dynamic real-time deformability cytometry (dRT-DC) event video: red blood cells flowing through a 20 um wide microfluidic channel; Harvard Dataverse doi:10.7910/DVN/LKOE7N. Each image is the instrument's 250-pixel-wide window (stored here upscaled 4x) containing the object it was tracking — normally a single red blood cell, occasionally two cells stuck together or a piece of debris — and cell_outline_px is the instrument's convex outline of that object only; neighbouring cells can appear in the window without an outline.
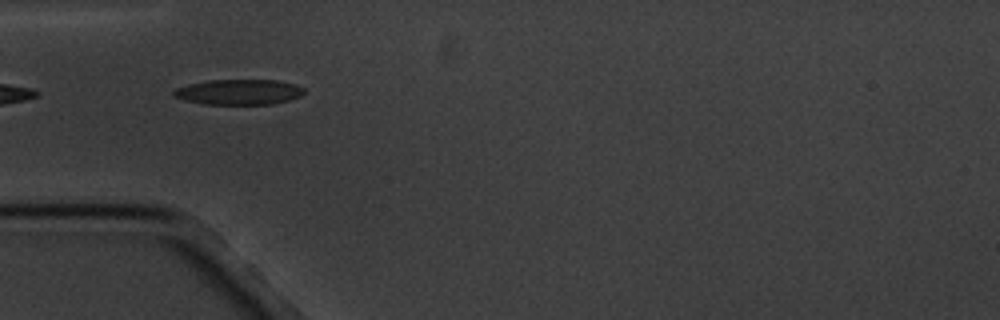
{"species": "common noctule bat (a hibernating species)", "species_latin": "Nyctalus noctula", "temperature_condition": "cold", "stored_images_in_passage": 9, "camera_frame_rate_fps": 3000, "um_per_image_px": 0.085, "animal": {"sex": "male", "body_mass_g": 20.1, "forearm_length_mm": 53.5}, "frame": {"image": 1, "passage_image": 6, "time_ms": 5.667, "image_size_px": [1000, 320], "cell_outline_px": [[304, 92], [300, 96], [288, 100], [272, 104], [204, 104], [184, 100], [176, 96], [172, 92], [176, 88], [188, 84], [212, 80], [276, 80], [292, 84], [304, 88]], "centroid_in_image_um": [20.29, 7.82], "position_along_channel_um": 64.7, "area_um2": 19.02}}
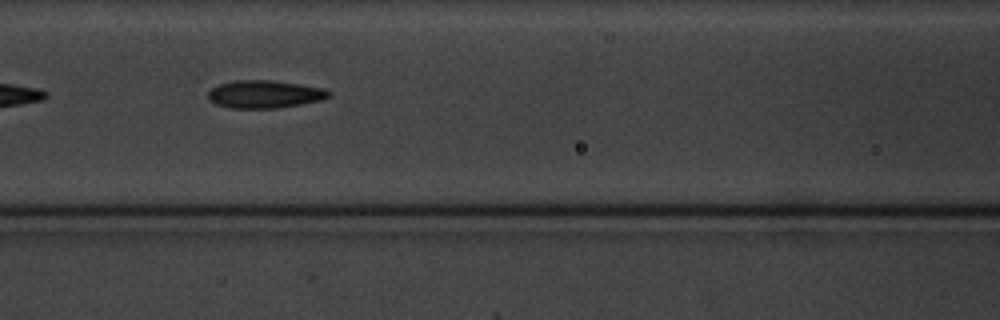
{"frame": {"image": 2, "passage_image": 8, "time_ms": 8.0, "image_size_px": [1000, 320], "cell_outline_px": [[332, 96], [324, 100], [276, 108], [228, 108], [216, 104], [208, 100], [208, 92], [212, 88], [220, 84], [236, 80], [272, 80], [300, 84], [324, 88]], "centroid_in_image_um": [22.5, 8.01], "position_along_channel_um": 144.1, "area_um2": 19.59}}
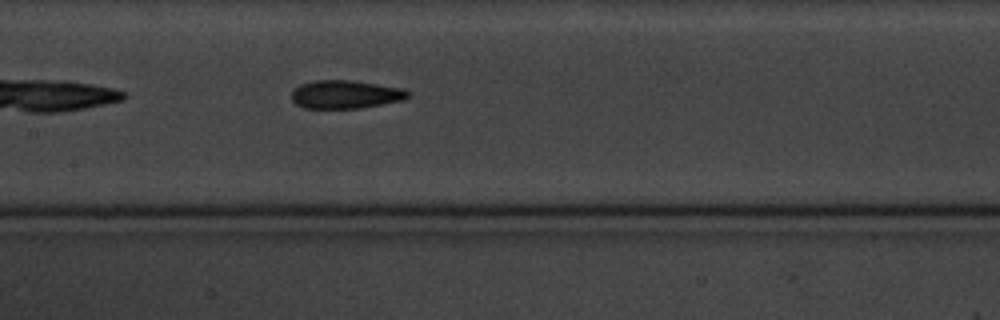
{"frame": {"image": 3, "passage_image": 9, "time_ms": 9.0, "image_size_px": [1000, 320], "cell_outline_px": [[408, 96], [404, 100], [360, 108], [304, 108], [296, 104], [292, 100], [292, 92], [300, 84], [316, 80], [352, 80], [404, 88], [408, 92]], "centroid_in_image_um": [29.37, 8.02], "position_along_channel_um": 178.0, "area_um2": 19.13}}